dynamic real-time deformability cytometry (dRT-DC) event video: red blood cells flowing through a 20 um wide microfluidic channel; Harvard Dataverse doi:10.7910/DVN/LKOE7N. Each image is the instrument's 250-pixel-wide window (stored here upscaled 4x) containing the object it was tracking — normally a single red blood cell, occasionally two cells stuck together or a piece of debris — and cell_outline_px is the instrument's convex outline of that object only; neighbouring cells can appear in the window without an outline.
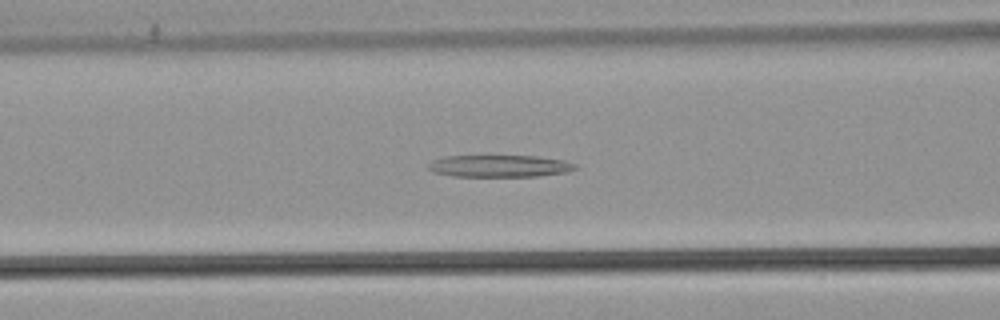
{"species": "common noctule bat (a hibernating species)", "species_latin": "Nyctalus noctula", "temperature_condition": "warm", "stored_images_in_passage": 48, "camera_frame_rate_fps": 3000, "um_per_image_px": 0.085, "animal": {"sex": "male", "body_mass_g": 21.5, "forearm_length_mm": 52.0}, "frame": {"image": 1, "passage_image": 16, "time_ms": 5.0, "image_size_px": [1000, 320], "cell_outline_px": [[576, 168], [564, 172], [536, 176], [452, 176], [432, 172], [428, 168], [428, 164], [432, 160], [444, 156], [536, 156], [564, 160], [576, 164]], "centroid_in_image_um": [42.4, 14.11], "position_along_channel_um": 124.2, "area_um2": 18.73}}
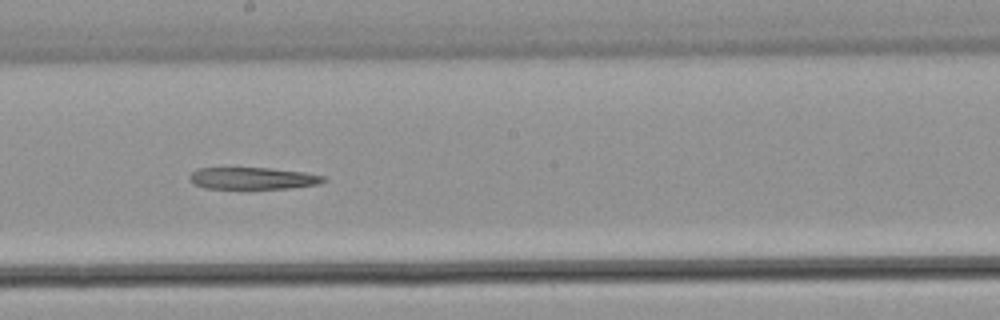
{"frame": {"image": 2, "passage_image": 24, "time_ms": 7.667, "image_size_px": [1000, 320], "cell_outline_px": [[328, 180], [316, 184], [288, 188], [204, 188], [192, 184], [188, 176], [196, 168], [268, 168], [304, 172], [324, 176]], "centroid_in_image_um": [21.44, 15.15], "position_along_channel_um": 226.8, "area_um2": 16.99}}
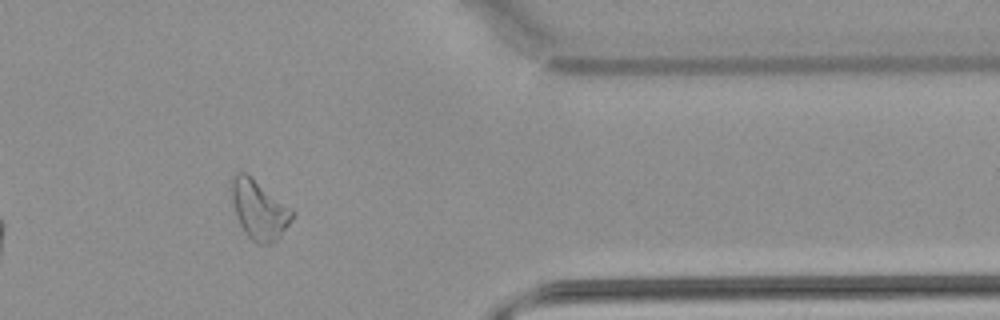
{"frame": {"image": 3, "passage_image": 38, "time_ms": 12.333, "image_size_px": [1000, 320], "cell_outline_px": [[296, 212], [292, 220], [280, 236], [272, 244], [256, 244], [244, 232], [236, 216], [232, 200], [228, 180], [236, 172], [244, 172], [292, 208]], "centroid_in_image_um": [22.0, 17.82], "position_along_channel_um": 389.4, "area_um2": 21.1}}